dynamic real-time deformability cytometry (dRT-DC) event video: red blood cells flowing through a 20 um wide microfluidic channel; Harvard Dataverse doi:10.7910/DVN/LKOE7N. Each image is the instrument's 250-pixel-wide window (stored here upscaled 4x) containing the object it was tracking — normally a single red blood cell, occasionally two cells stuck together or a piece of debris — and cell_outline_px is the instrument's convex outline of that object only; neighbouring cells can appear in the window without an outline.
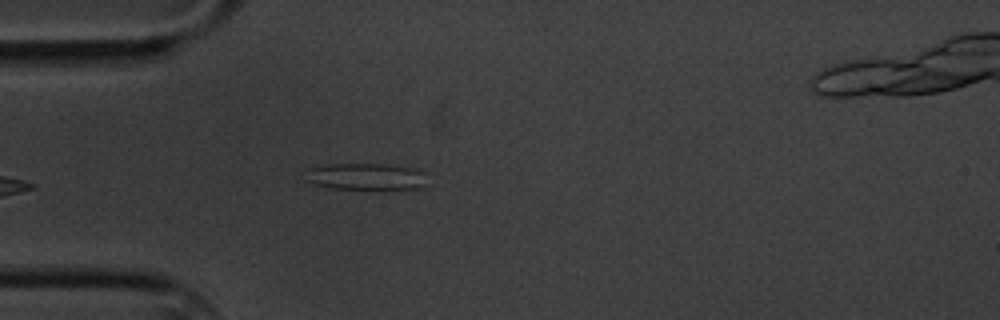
{"species": "common noctule bat (a hibernating species)", "species_latin": "Nyctalus noctula", "temperature_condition": "cold", "stored_images_in_passage": 3, "camera_frame_rate_fps": 3000, "um_per_image_px": 0.085, "animal": {"sex": "male", "body_mass_g": 20.1, "forearm_length_mm": 53.5}, "frame": {"image": 1, "passage_image": 2, "time_ms": 1.333, "image_size_px": [1000, 320], "cell_outline_px": [[424, 184], [416, 188], [328, 188], [304, 180], [308, 168], [324, 164], [384, 164], [416, 168], [424, 172]], "centroid_in_image_um": [31.03, 14.98], "position_along_channel_um": 54.0, "area_um2": 18.67}}